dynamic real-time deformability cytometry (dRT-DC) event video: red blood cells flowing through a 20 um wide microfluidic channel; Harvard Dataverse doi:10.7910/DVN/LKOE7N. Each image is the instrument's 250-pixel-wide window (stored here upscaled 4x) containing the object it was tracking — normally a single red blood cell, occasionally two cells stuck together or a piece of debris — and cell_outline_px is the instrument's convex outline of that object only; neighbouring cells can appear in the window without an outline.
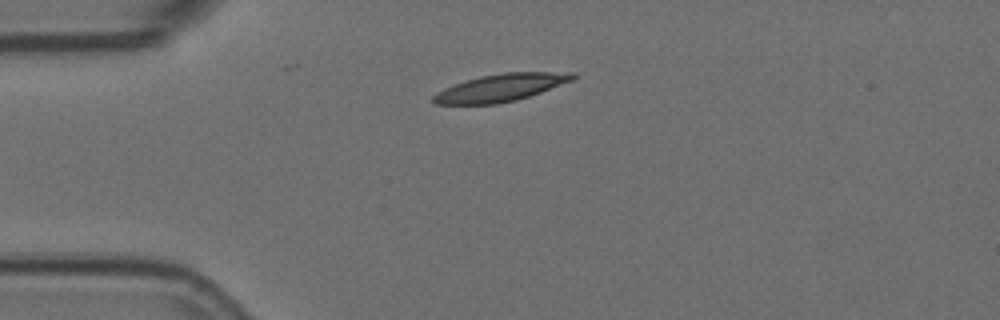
{"species": "Egyptian fruit bat (a non-hibernating species)", "species_latin": "Rousettus aegyptiacus", "temperature_condition": "room temperature", "stored_images_in_passage": 2, "camera_frame_rate_fps": 3000, "um_per_image_px": 0.085, "animal": {"sex": "female"}, "frame": {"image": 1, "passage_image": 1, "time_ms": 0.0, "image_size_px": [1000, 320], "cell_outline_px": [[580, 76], [576, 80], [516, 100], [496, 104], [436, 104], [432, 100], [432, 96], [444, 88], [480, 76], [504, 72], [576, 72]], "centroid_in_image_um": [42.66, 7.44], "position_along_channel_um": 42.3, "area_um2": 22.31}}